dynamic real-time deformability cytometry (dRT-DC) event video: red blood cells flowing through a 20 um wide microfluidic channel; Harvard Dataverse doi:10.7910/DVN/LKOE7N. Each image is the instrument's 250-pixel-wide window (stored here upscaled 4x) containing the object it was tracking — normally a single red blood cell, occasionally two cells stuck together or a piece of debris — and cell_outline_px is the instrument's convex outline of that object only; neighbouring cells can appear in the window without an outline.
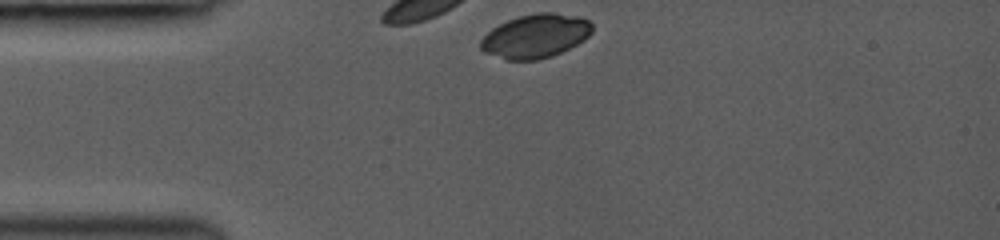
{"species": "common noctule bat (a hibernating species)", "species_latin": "Nyctalus noctula", "temperature_condition": "room temperature", "stored_images_in_passage": 6, "camera_frame_rate_fps": 3000, "um_per_image_px": 0.085, "animal": {"sex": "female", "body_mass_g": 19.0, "forearm_length_mm": 53.3}, "frame": {"image": 1, "passage_image": 1, "time_ms": 0.0, "image_size_px": [1000, 240], "cell_outline_px": [[592, 32], [584, 40], [552, 56], [536, 60], [508, 60], [484, 52], [480, 48], [480, 40], [492, 28], [508, 20], [520, 16], [536, 12], [552, 12], [580, 16], [588, 20], [592, 24]], "centroid_in_image_um": [45.52, 3.05], "position_along_channel_um": 39.5, "area_um2": 28.38}}